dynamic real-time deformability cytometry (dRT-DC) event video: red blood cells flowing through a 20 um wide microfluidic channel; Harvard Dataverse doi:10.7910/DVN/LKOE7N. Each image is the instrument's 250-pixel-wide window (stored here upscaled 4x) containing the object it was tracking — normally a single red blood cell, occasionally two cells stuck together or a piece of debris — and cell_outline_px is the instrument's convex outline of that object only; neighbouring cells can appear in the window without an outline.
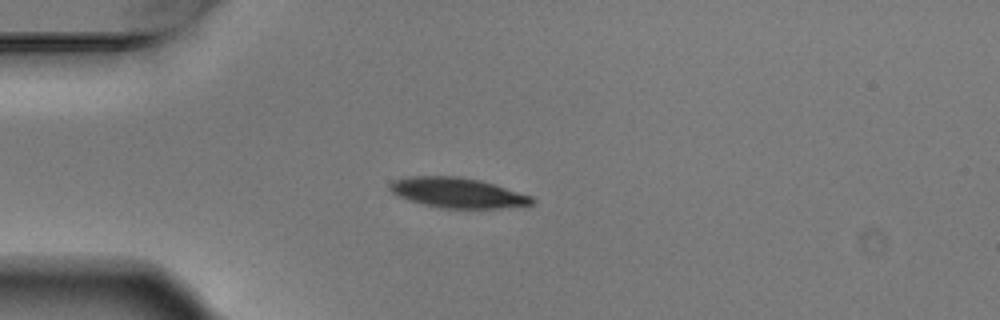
{"species": "Egyptian fruit bat (a non-hibernating species)", "species_latin": "Rousettus aegyptiacus", "temperature_condition": "warm", "stored_images_in_passage": 5, "camera_frame_rate_fps": 3000, "um_per_image_px": 0.085, "animal": {"sex": "male"}, "frame": {"image": 1, "passage_image": 3, "time_ms": 0.667, "image_size_px": [1000, 320], "cell_outline_px": [[536, 200], [532, 204], [500, 208], [440, 208], [408, 200], [396, 196], [388, 188], [388, 184], [392, 180], [408, 176], [460, 176], [480, 180], [532, 196]], "centroid_in_image_um": [38.83, 16.37], "position_along_channel_um": 46.2, "area_um2": 25.03}}
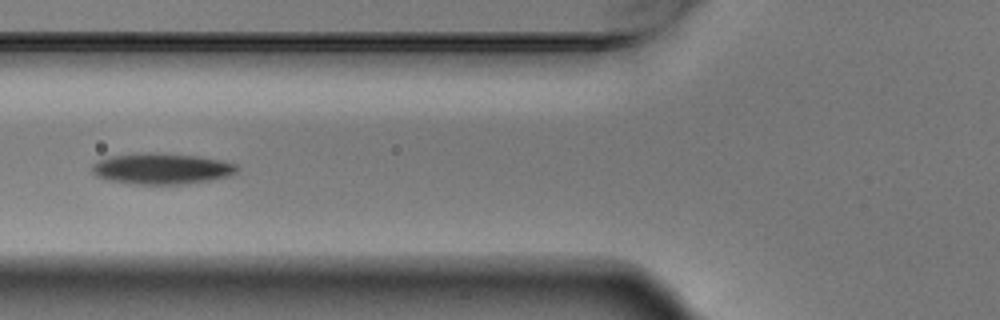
{"frame": {"image": 2, "passage_image": 5, "time_ms": 1.333, "image_size_px": [1000, 320], "cell_outline_px": [[240, 168], [232, 176], [212, 180], [188, 184], [132, 184], [108, 180], [96, 176], [92, 172], [92, 164], [96, 160], [112, 156], [144, 152], [156, 152], [196, 156], [224, 160], [236, 164]], "centroid_in_image_um": [13.77, 14.34], "position_along_channel_um": 112.0, "area_um2": 26.65}}